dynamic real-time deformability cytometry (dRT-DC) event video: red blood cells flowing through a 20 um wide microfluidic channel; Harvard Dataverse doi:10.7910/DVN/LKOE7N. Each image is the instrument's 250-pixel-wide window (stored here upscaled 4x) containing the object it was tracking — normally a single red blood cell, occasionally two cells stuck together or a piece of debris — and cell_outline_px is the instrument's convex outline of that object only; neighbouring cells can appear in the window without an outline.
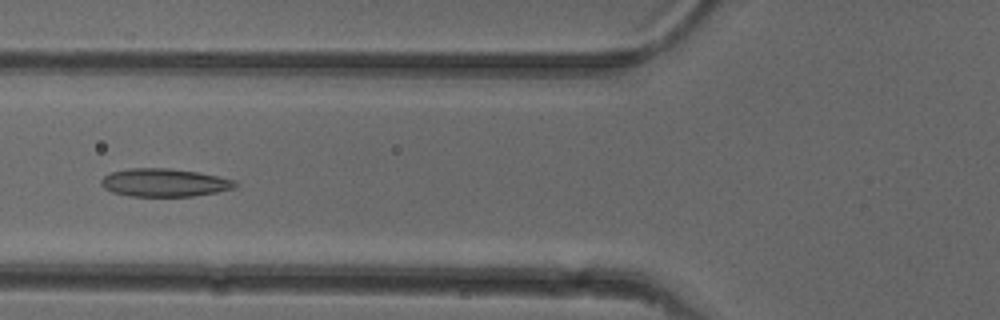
{"species": "common noctule bat (a hibernating species)", "species_latin": "Nyctalus noctula", "temperature_condition": "cold", "stored_images_in_passage": 52, "camera_frame_rate_fps": 3000, "um_per_image_px": 0.085, "animal": {"sex": "female"}, "frame": {"image": 1, "passage_image": 20, "time_ms": 6.333, "image_size_px": [1000, 320], "cell_outline_px": [[240, 184], [236, 188], [216, 192], [192, 196], [128, 196], [112, 192], [104, 188], [100, 184], [100, 180], [104, 176], [112, 172], [128, 168], [168, 168], [196, 172], [220, 176], [236, 180]], "centroid_in_image_um": [13.99, 15.52], "position_along_channel_um": 111.8, "area_um2": 22.08}}
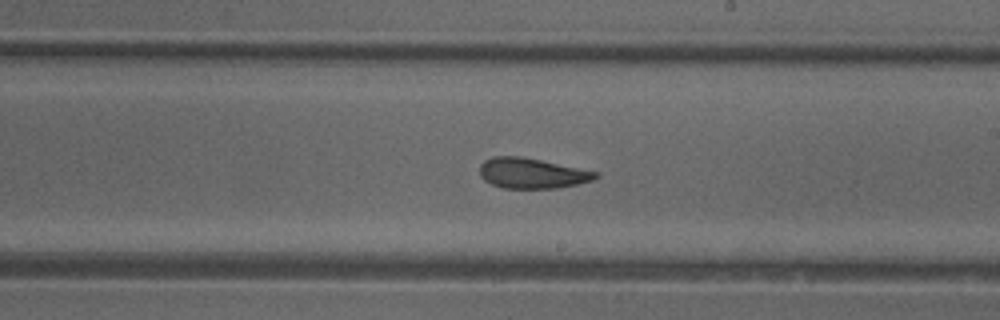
{"frame": {"image": 2, "passage_image": 30, "time_ms": 9.667, "image_size_px": [1000, 320], "cell_outline_px": [[600, 176], [592, 180], [576, 184], [556, 188], [504, 188], [492, 184], [484, 180], [480, 176], [480, 164], [484, 160], [492, 156], [520, 156], [600, 172]], "centroid_in_image_um": [45.2, 14.72], "position_along_channel_um": 243.8, "area_um2": 20.46}}
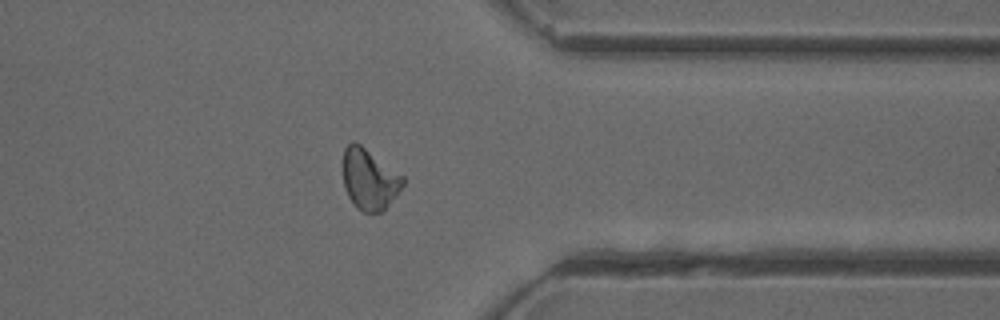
{"frame": {"image": 3, "passage_image": 41, "time_ms": 13.333, "image_size_px": [1000, 320], "cell_outline_px": [[404, 184], [388, 204], [380, 212], [364, 212], [356, 208], [348, 196], [344, 188], [344, 148], [352, 140], [360, 144], [404, 176]], "centroid_in_image_um": [31.38, 15.22], "position_along_channel_um": 380.0, "area_um2": 20.92}, "authors_computed_cell_mechanics": {"area_um2": 21.4149, "velocity_mm_per_s": 3.9547, "shape_relaxation_time_tau1_ms": 6.3311, "shape_relaxation_time_tau2_ms": 2.3353, "deformation_change_tau1": 0.1516, "deformation_change_tau2": 0.0866}}